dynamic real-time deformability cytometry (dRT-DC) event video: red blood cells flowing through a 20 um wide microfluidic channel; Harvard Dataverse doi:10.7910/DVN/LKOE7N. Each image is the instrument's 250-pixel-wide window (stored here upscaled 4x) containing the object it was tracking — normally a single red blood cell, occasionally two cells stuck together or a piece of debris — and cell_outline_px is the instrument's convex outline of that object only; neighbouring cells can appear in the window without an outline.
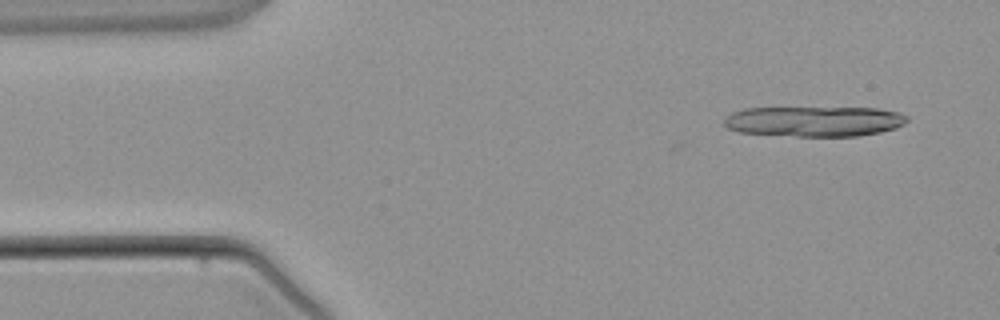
{"species": "common noctule bat (a hibernating species)", "species_latin": "Nyctalus noctula", "temperature_condition": "warm", "stored_images_in_passage": 3, "camera_frame_rate_fps": 3000, "um_per_image_px": 0.085, "animal": {"sex": "male", "body_mass_g": 21.5, "forearm_length_mm": 52.0}, "frame": {"image": 1, "passage_image": 1, "time_ms": 0.0, "image_size_px": [1000, 320], "cell_outline_px": [[908, 120], [904, 124], [896, 128], [880, 132], [860, 136], [796, 136], [740, 132], [728, 128], [724, 124], [724, 120], [732, 112], [744, 108], [876, 108], [900, 112], [908, 116]], "centroid_in_image_um": [69.26, 10.31], "position_along_channel_um": 15.7, "area_um2": 32.31}}